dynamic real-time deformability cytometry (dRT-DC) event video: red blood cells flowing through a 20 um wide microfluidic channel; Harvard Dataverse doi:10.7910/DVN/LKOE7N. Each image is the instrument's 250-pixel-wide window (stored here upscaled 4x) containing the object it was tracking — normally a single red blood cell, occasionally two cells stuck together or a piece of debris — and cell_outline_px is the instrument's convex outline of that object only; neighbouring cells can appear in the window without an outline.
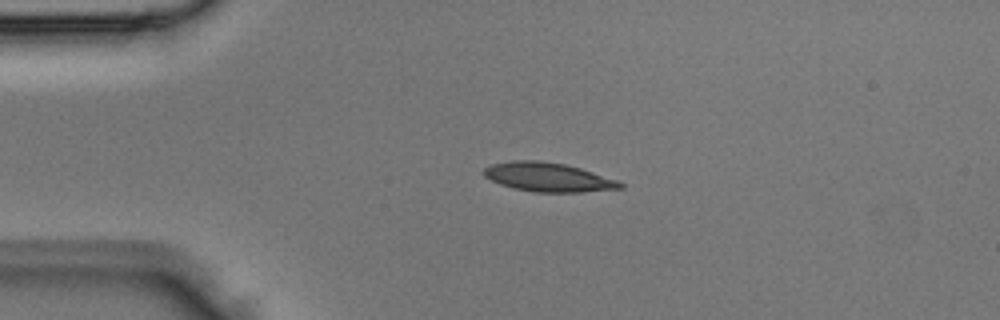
{"species": "Egyptian fruit bat (a non-hibernating species)", "species_latin": "Rousettus aegyptiacus", "temperature_condition": "room temperature", "stored_images_in_passage": 3, "camera_frame_rate_fps": 3000, "um_per_image_px": 0.085, "animal": {"sex": "male"}, "frame": {"image": 1, "passage_image": 2, "time_ms": 0.333, "image_size_px": [1000, 320], "cell_outline_px": [[624, 188], [580, 192], [532, 192], [512, 188], [500, 184], [484, 176], [484, 168], [492, 164], [512, 160], [540, 160], [564, 164], [580, 168], [616, 180], [624, 184]], "centroid_in_image_um": [46.57, 15.06], "position_along_channel_um": 38.4, "area_um2": 22.95}}
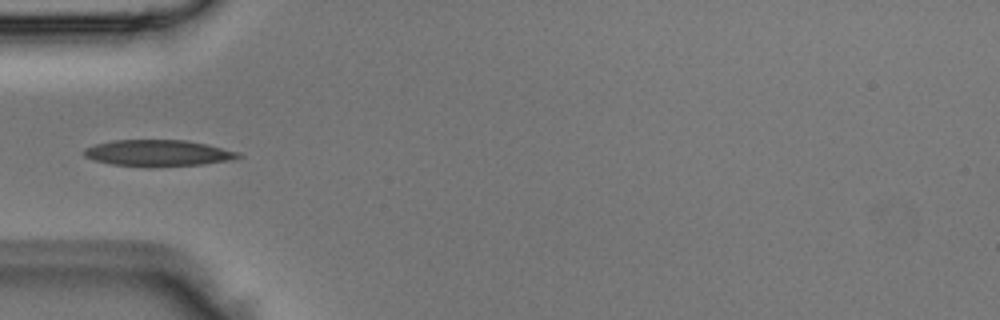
{"frame": {"image": 2, "passage_image": 3, "time_ms": 0.667, "image_size_px": [1000, 320], "cell_outline_px": [[244, 156], [232, 160], [204, 164], [152, 168], [148, 168], [112, 164], [92, 160], [84, 156], [84, 148], [96, 144], [112, 140], [188, 140], [208, 144], [240, 152]], "centroid_in_image_um": [13.47, 13.02], "position_along_channel_um": 71.5, "area_um2": 24.28}}